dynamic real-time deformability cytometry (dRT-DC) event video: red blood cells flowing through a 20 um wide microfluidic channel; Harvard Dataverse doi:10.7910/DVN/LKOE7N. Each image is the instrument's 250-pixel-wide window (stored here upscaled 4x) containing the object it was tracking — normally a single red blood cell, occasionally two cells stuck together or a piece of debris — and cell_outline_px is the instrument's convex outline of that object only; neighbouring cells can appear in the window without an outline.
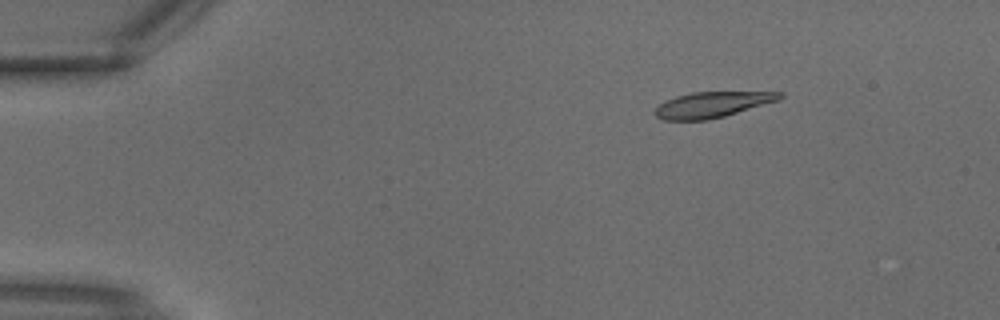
{"species": "common noctule bat (a hibernating species)", "species_latin": "Nyctalus noctula", "temperature_condition": "warm", "stored_images_in_passage": 3, "camera_frame_rate_fps": 3000, "um_per_image_px": 0.085, "animal": {"sex": "male", "body_mass_g": 18.8}, "frame": {"image": 1, "passage_image": 2, "time_ms": 0.333, "image_size_px": [1000, 320], "cell_outline_px": [[784, 96], [780, 100], [724, 116], [708, 120], [664, 120], [656, 116], [652, 112], [660, 104], [676, 96], [692, 92], [784, 92]], "centroid_in_image_um": [60.55, 8.89], "position_along_channel_um": 24.4, "area_um2": 18.61}}